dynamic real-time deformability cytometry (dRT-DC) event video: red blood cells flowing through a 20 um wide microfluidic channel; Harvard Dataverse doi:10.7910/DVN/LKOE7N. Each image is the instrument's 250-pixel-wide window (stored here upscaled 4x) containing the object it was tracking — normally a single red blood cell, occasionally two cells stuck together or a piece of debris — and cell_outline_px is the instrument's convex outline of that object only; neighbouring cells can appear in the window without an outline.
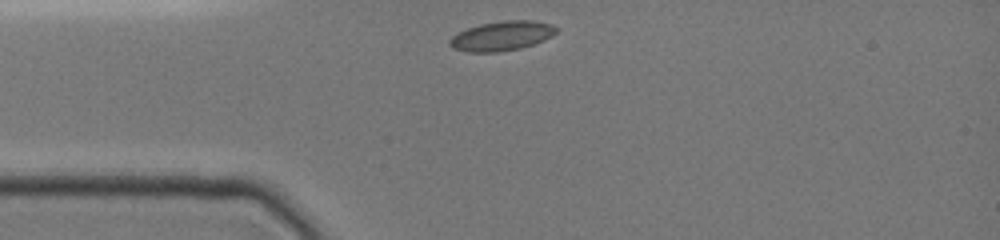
{"species": "common noctule bat (a hibernating species)", "species_latin": "Nyctalus noctula", "temperature_condition": "cold", "stored_images_in_passage": 30, "camera_frame_rate_fps": 3000, "um_per_image_px": 0.085, "animal": {"sex": "female", "body_mass_g": 19.0, "forearm_length_mm": 51.5}, "frame": {"image": 1, "passage_image": 1, "time_ms": 0.0, "image_size_px": [1000, 240], "cell_outline_px": [[560, 28], [552, 36], [544, 40], [520, 48], [500, 52], [468, 52], [452, 48], [448, 44], [448, 40], [456, 32], [480, 24], [504, 20], [532, 20], [552, 24]], "centroid_in_image_um": [42.64, 3.05], "position_along_channel_um": 42.4, "area_um2": 18.55}}
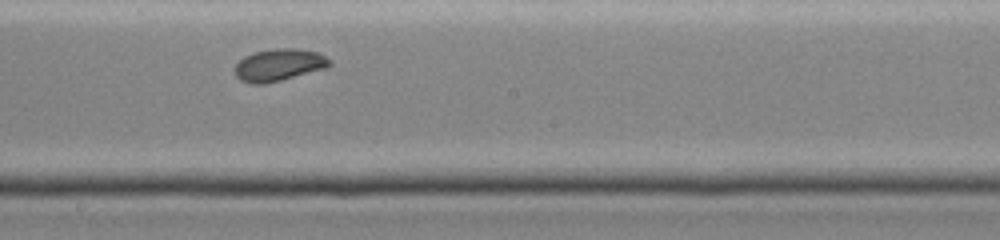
{"frame": {"image": 2, "passage_image": 16, "time_ms": 5.0, "image_size_px": [1000, 240], "cell_outline_px": [[332, 64], [324, 68], [280, 80], [260, 84], [256, 84], [240, 80], [236, 76], [236, 64], [244, 56], [256, 52], [276, 48], [296, 48], [320, 52], [332, 60]], "centroid_in_image_um": [23.74, 5.49], "position_along_channel_um": 224.5, "area_um2": 17.51}}
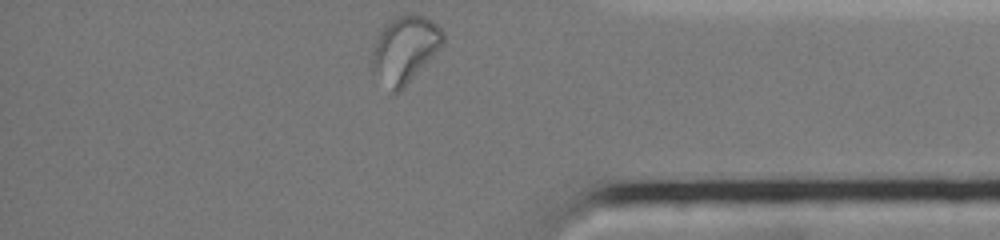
{"frame": {"image": 3, "passage_image": 30, "time_ms": 9.667, "image_size_px": [1000, 240], "cell_outline_px": [[444, 44], [404, 88], [400, 92], [392, 92], [372, 68], [372, 52], [376, 40], [384, 24], [396, 16], [424, 16], [432, 20], [444, 32]], "centroid_in_image_um": [34.44, 4.19], "position_along_channel_um": 400.8, "area_um2": 27.11}}